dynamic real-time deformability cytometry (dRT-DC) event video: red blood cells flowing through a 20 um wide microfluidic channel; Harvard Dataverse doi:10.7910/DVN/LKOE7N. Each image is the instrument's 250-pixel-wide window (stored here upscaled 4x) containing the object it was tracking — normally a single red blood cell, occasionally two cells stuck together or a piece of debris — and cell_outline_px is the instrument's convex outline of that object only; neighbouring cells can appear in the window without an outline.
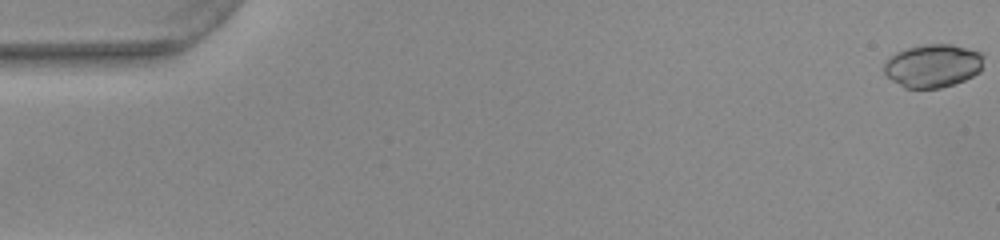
{"species": "common noctule bat (a hibernating species)", "species_latin": "Nyctalus noctula", "temperature_condition": "warm", "stored_images_in_passage": 13, "camera_frame_rate_fps": 3000, "um_per_image_px": 0.085, "animal": {"sex": "female", "body_mass_g": 22.0, "forearm_length_mm": 56.7}, "frame": {"image": 1, "passage_image": 1, "time_ms": 0.0, "image_size_px": [1000, 240], "cell_outline_px": [[984, 56], [980, 72], [964, 80], [940, 88], [904, 88], [892, 80], [884, 72], [884, 64], [888, 56], [896, 52], [908, 48], [924, 44], [952, 44], [980, 52]], "centroid_in_image_um": [79.28, 5.58], "position_along_channel_um": 5.7, "area_um2": 25.09}}